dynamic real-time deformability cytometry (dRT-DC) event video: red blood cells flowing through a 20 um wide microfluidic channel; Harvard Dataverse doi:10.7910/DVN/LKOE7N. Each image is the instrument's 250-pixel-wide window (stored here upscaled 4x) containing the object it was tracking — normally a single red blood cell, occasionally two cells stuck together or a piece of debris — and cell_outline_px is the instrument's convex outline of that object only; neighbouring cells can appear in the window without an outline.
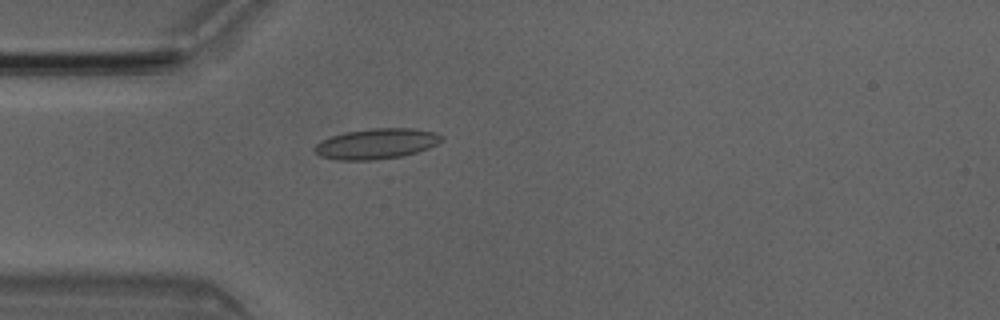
{"species": "Egyptian fruit bat (a non-hibernating species)", "species_latin": "Rousettus aegyptiacus", "temperature_condition": "room temperature", "stored_images_in_passage": 4, "camera_frame_rate_fps": 3000, "um_per_image_px": 0.085, "animal": {"sex": "male"}, "frame": {"image": 1, "passage_image": 4, "time_ms": 1.0, "image_size_px": [1000, 320], "cell_outline_px": [[444, 140], [428, 148], [416, 152], [400, 156], [372, 160], [336, 160], [320, 156], [312, 148], [316, 144], [332, 136], [344, 132], [372, 128], [412, 128], [436, 132], [444, 136]], "centroid_in_image_um": [32.01, 12.21], "position_along_channel_um": 53.0, "area_um2": 22.48}}